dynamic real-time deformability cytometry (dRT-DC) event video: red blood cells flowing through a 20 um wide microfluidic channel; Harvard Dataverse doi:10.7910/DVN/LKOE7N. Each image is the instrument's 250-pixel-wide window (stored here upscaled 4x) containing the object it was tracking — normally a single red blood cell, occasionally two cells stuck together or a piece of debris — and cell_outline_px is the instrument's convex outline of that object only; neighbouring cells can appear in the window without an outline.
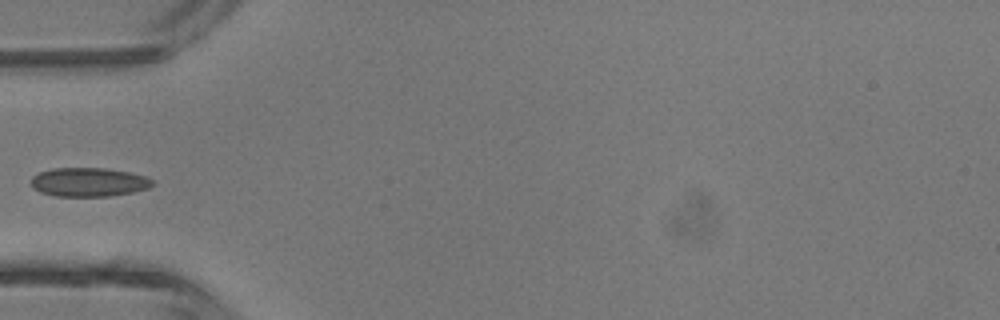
{"species": "common noctule bat (a hibernating species)", "species_latin": "Nyctalus noctula", "temperature_condition": "room temperature", "stored_images_in_passage": 4, "camera_frame_rate_fps": 3000, "um_per_image_px": 0.085, "animal": {"sex": "male", "body_mass_g": 13.3}, "frame": {"image": 1, "passage_image": 4, "time_ms": 1.0, "image_size_px": [1000, 320], "cell_outline_px": [[156, 184], [148, 188], [132, 192], [108, 196], [56, 196], [40, 192], [32, 188], [32, 176], [40, 172], [52, 168], [104, 168], [128, 172], [144, 176], [156, 180]], "centroid_in_image_um": [7.56, 15.48], "position_along_channel_um": 77.4, "area_um2": 20.46}}